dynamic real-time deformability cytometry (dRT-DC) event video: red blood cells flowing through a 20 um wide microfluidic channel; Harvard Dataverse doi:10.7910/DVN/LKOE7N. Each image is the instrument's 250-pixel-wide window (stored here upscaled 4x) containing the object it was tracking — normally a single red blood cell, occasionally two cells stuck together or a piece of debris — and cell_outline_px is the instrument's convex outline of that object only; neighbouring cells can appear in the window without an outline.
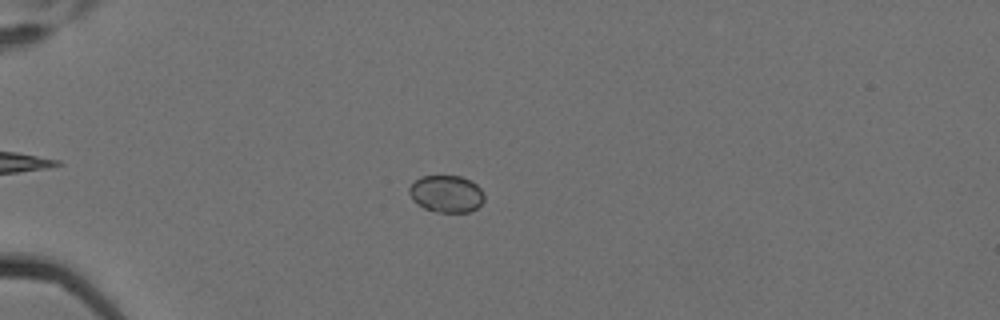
{"species": "Egyptian fruit bat (a non-hibernating species)", "species_latin": "Rousettus aegyptiacus", "temperature_condition": "cold", "stored_images_in_passage": 6, "camera_frame_rate_fps": 3000, "um_per_image_px": 0.085, "animal": {"sex": "female"}, "frame": {"image": 1, "passage_image": 4, "time_ms": 1.0, "image_size_px": [1000, 320], "cell_outline_px": [[484, 200], [476, 208], [468, 212], [436, 212], [424, 208], [412, 200], [408, 192], [408, 188], [420, 176], [460, 176], [476, 184], [480, 188], [484, 196]], "centroid_in_image_um": [37.92, 16.48], "position_along_channel_um": 47.1, "area_um2": 16.13}}
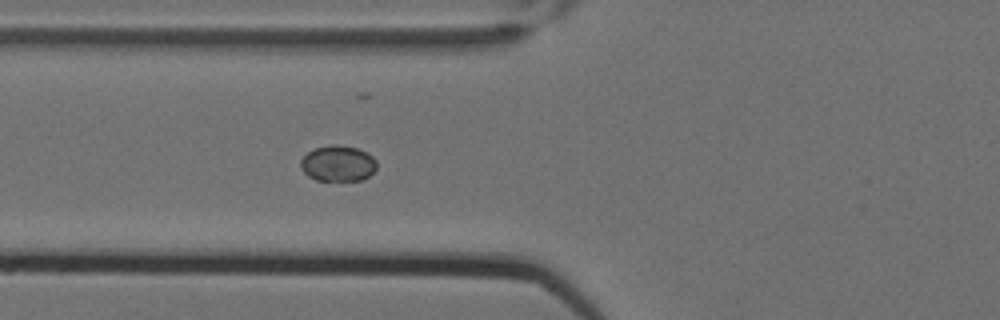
{"frame": {"image": 2, "passage_image": 6, "time_ms": 1.667, "image_size_px": [1000, 320], "cell_outline_px": [[376, 168], [368, 176], [360, 180], [316, 180], [308, 176], [304, 172], [300, 164], [300, 160], [308, 152], [316, 148], [332, 144], [336, 144], [356, 148], [372, 156], [376, 160]], "centroid_in_image_um": [28.71, 13.89], "position_along_channel_um": 97.1, "area_um2": 15.66}}